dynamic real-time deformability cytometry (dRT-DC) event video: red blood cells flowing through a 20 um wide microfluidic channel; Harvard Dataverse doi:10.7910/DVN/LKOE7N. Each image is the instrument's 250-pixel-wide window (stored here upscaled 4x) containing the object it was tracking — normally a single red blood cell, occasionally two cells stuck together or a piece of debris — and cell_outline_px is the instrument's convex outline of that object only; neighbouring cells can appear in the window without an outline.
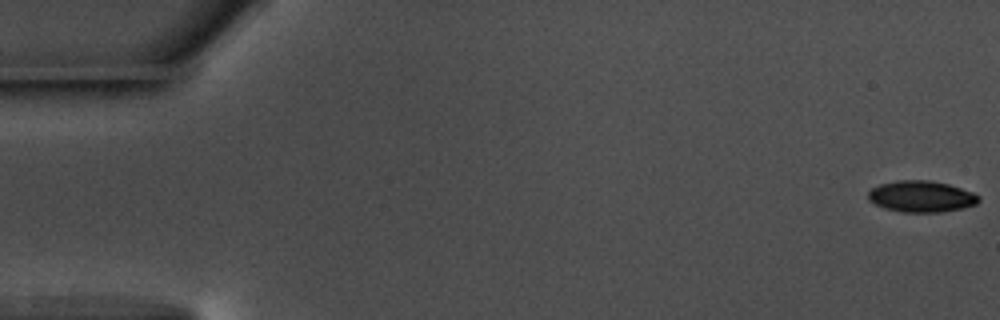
{"species": "common noctule bat (a hibernating species)", "species_latin": "Nyctalus noctula", "temperature_condition": "warm", "stored_images_in_passage": 54, "camera_frame_rate_fps": 3000, "um_per_image_px": 0.085, "animal": {"sex": "male", "body_mass_g": 17.5, "forearm_length_mm": 52.3}, "frame": {"image": 1, "passage_image": 1, "time_ms": 0.0, "image_size_px": [1000, 320], "cell_outline_px": [[980, 200], [976, 204], [964, 208], [940, 212], [904, 212], [884, 208], [868, 200], [868, 192], [872, 188], [880, 184], [900, 180], [928, 180], [948, 184], [972, 192], [980, 196]], "centroid_in_image_um": [78.32, 16.7], "position_along_channel_um": 6.7, "area_um2": 20.11}}
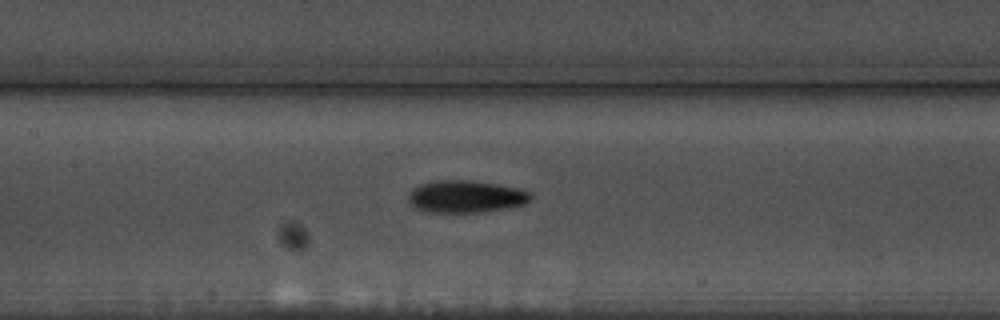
{"frame": {"image": 2, "passage_image": 27, "time_ms": 8.667, "image_size_px": [1000, 320], "cell_outline_px": [[532, 200], [524, 204], [508, 208], [480, 212], [428, 212], [416, 208], [408, 200], [408, 192], [412, 188], [420, 184], [436, 180], [468, 180], [496, 184], [516, 188], [532, 192]], "centroid_in_image_um": [39.59, 16.7], "position_along_channel_um": 167.8, "area_um2": 23.06}}
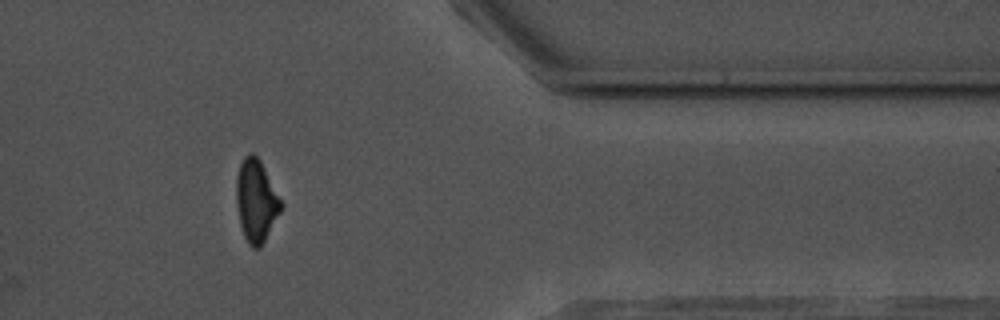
{"frame": {"image": 3, "passage_image": 47, "time_ms": 15.333, "image_size_px": [1000, 320], "cell_outline_px": [[284, 204], [280, 212], [260, 248], [252, 248], [248, 244], [244, 236], [240, 224], [236, 204], [236, 176], [240, 164], [244, 156], [248, 152], [252, 152], [260, 160]], "centroid_in_image_um": [21.76, 17.05], "position_along_channel_um": 389.6, "area_um2": 21.5}, "authors_computed_cell_mechanics": {"area_um2": 21.5883, "velocity_mm_per_s": 3.6389, "shape_relaxation_time_tau1_ms": 2.9418, "shape_relaxation_time_tau2_ms": 4.5993, "deformation_change_tau1": 0.1298, "deformation_change_tau2": 0.105}}